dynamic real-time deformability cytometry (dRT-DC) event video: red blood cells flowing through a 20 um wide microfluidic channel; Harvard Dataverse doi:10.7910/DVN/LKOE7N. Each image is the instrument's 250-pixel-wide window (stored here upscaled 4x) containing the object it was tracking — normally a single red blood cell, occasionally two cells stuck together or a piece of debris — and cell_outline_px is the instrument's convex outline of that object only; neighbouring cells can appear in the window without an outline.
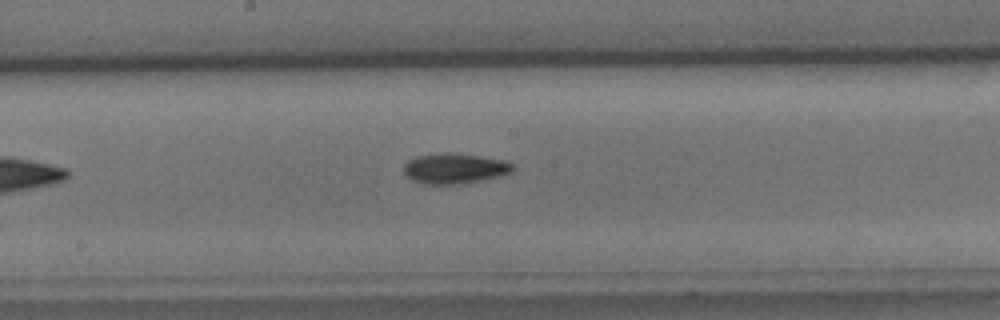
{"species": "common noctule bat (a hibernating species)", "species_latin": "Nyctalus noctula", "temperature_condition": "cold", "stored_images_in_passage": 8, "camera_frame_rate_fps": 3000, "um_per_image_px": 0.085, "animal": {"sex": "male", "body_mass_g": 15.6}, "frame": {"image": 1, "passage_image": 8, "time_ms": 9.333, "image_size_px": [1000, 320], "cell_outline_px": [[512, 172], [500, 176], [460, 184], [424, 184], [412, 180], [404, 172], [404, 164], [408, 160], [416, 156], [440, 152], [448, 152], [480, 156], [504, 160], [512, 164]], "centroid_in_image_um": [38.61, 14.31], "position_along_channel_um": 209.6, "area_um2": 19.25}}